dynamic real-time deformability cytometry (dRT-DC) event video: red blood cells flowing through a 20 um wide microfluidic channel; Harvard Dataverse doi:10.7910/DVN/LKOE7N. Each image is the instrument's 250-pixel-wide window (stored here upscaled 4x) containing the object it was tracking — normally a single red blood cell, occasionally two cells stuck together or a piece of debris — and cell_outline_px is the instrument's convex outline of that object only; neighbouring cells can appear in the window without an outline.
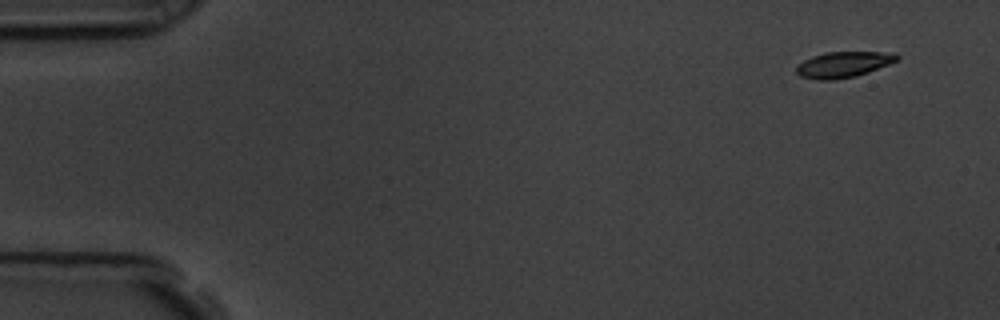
{"species": "common noctule bat (a hibernating species)", "species_latin": "Nyctalus noctula", "temperature_condition": "room temperature", "stored_images_in_passage": 54, "camera_frame_rate_fps": 3000, "um_per_image_px": 0.085, "animal": {"sex": "male", "body_mass_g": 19.5, "forearm_length_mm": 54.6}, "frame": {"image": 1, "passage_image": 1, "time_ms": 0.0, "image_size_px": [1000, 320], "cell_outline_px": [[900, 56], [896, 60], [888, 64], [868, 72], [856, 76], [832, 80], [816, 80], [800, 76], [796, 72], [796, 64], [812, 56], [824, 52], [896, 52]], "centroid_in_image_um": [71.65, 5.48], "position_along_channel_um": 13.3, "area_um2": 15.2}}
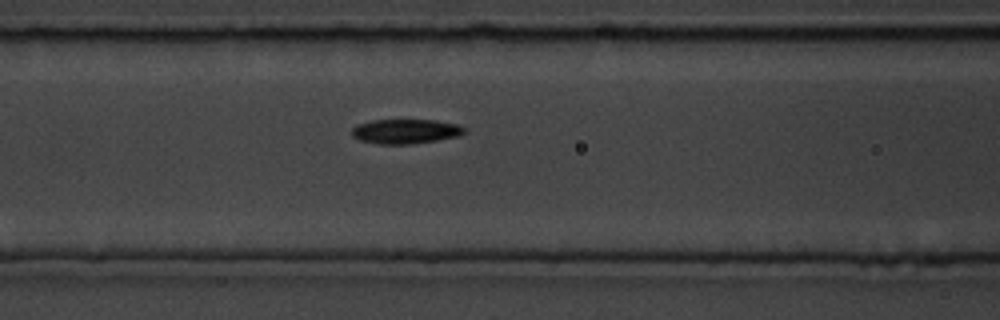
{"frame": {"image": 2, "passage_image": 21, "time_ms": 6.667, "image_size_px": [1000, 320], "cell_outline_px": [[468, 132], [460, 136], [412, 144], [380, 144], [360, 140], [352, 136], [352, 128], [356, 124], [372, 120], [436, 120], [456, 124], [464, 128]], "centroid_in_image_um": [34.48, 11.16], "position_along_channel_um": 132.1, "area_um2": 16.18}}
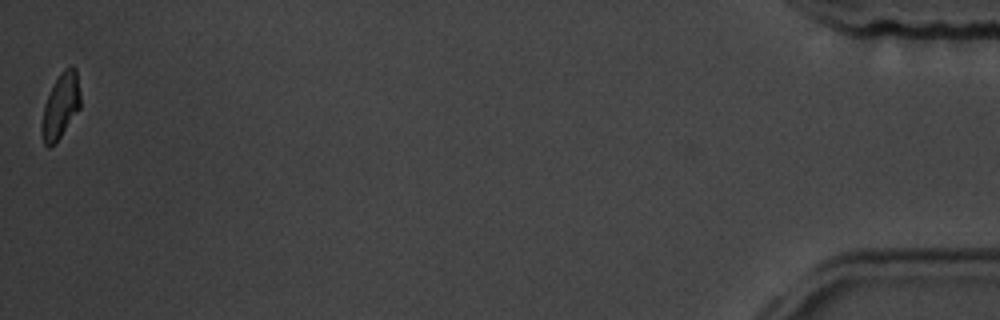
{"frame": {"image": 3, "passage_image": 54, "time_ms": 17.667, "image_size_px": [1000, 320], "cell_outline_px": [[80, 108], [56, 144], [48, 148], [44, 144], [40, 132], [40, 124], [44, 104], [60, 72], [64, 68], [72, 64], [76, 68], [80, 92]], "centroid_in_image_um": [5.14, 9.04], "position_along_channel_um": 430.1, "area_um2": 14.97}, "authors_computed_cell_mechanics": {"area_um2": 15.9528, "velocity_mm_per_s": 3.5953, "shape_relaxation_time_tau1_ms": 3.0577, "shape_relaxation_time_tau2_ms": null, "deformation_change_tau1": 0.1122, "deformation_change_tau2": null}}